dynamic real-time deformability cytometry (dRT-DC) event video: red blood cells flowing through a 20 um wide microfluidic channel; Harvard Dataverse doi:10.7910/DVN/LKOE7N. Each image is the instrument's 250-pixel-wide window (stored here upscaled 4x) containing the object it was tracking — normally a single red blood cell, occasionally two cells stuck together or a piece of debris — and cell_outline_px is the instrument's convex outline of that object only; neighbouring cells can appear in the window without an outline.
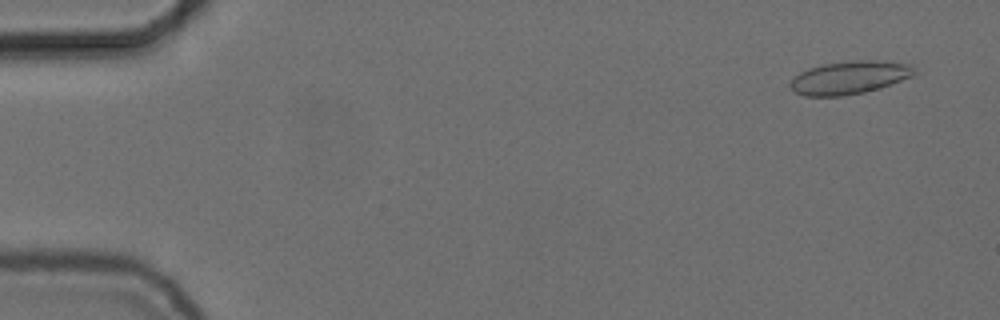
{"species": "common noctule bat (a hibernating species)", "species_latin": "Nyctalus noctula", "temperature_condition": "cold", "stored_images_in_passage": 55, "camera_frame_rate_fps": 3000, "um_per_image_px": 0.085, "animal": {"sex": "female", "body_mass_g": 24.6, "forearm_length_mm": 56.2}, "frame": {"image": 1, "passage_image": 3, "time_ms": 0.667, "image_size_px": [1000, 320], "cell_outline_px": [[916, 72], [912, 76], [892, 84], [880, 88], [864, 92], [844, 96], [804, 96], [796, 92], [788, 84], [800, 72], [808, 68], [824, 64], [856, 60], [876, 60], [916, 64]], "centroid_in_image_um": [72.26, 6.58], "position_along_channel_um": 12.7, "area_um2": 24.04}}
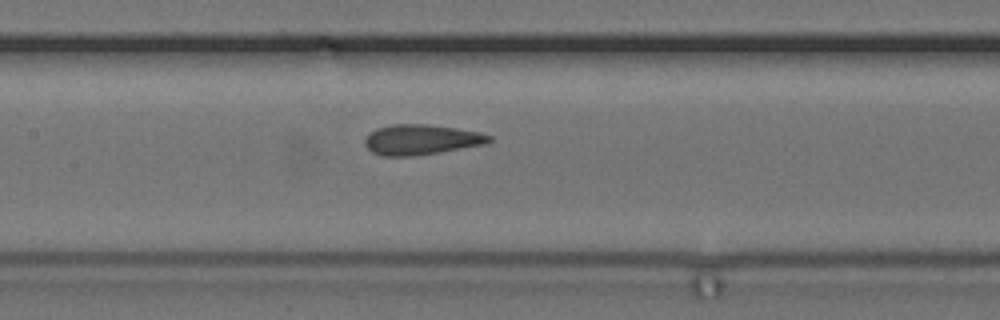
{"frame": {"image": 2, "passage_image": 26, "time_ms": 8.333, "image_size_px": [1000, 320], "cell_outline_px": [[492, 140], [484, 144], [440, 152], [412, 156], [380, 156], [372, 152], [364, 144], [364, 140], [376, 128], [392, 124], [424, 124], [456, 128], [480, 132], [492, 136]], "centroid_in_image_um": [35.79, 11.87], "position_along_channel_um": 171.6, "area_um2": 21.79}}
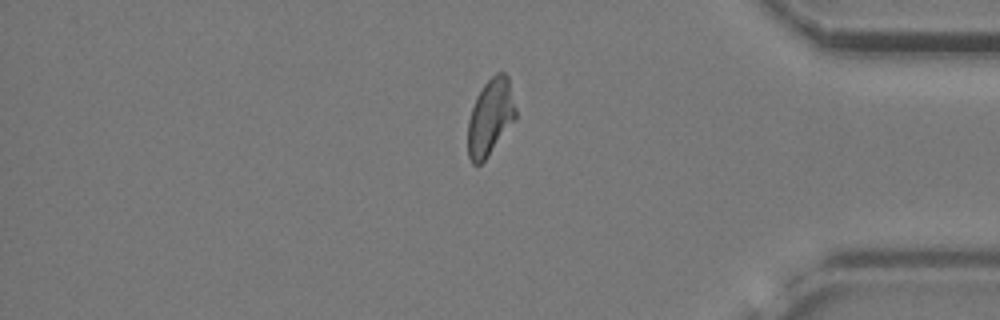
{"frame": {"image": 3, "passage_image": 46, "time_ms": 15.0, "image_size_px": [1000, 320], "cell_outline_px": [[516, 120], [488, 156], [480, 164], [472, 164], [468, 156], [468, 120], [476, 96], [484, 84], [496, 72], [504, 72], [508, 76], [516, 108]], "centroid_in_image_um": [41.69, 9.95], "position_along_channel_um": 393.5, "area_um2": 21.44}, "authors_computed_cell_mechanics": {"area_um2": 21.9062, "velocity_mm_per_s": 3.7272, "shape_relaxation_time_tau1_ms": null, "shape_relaxation_time_tau2_ms": 1.0903, "deformation_change_tau1": null, "deformation_change_tau2": 0.0681}}